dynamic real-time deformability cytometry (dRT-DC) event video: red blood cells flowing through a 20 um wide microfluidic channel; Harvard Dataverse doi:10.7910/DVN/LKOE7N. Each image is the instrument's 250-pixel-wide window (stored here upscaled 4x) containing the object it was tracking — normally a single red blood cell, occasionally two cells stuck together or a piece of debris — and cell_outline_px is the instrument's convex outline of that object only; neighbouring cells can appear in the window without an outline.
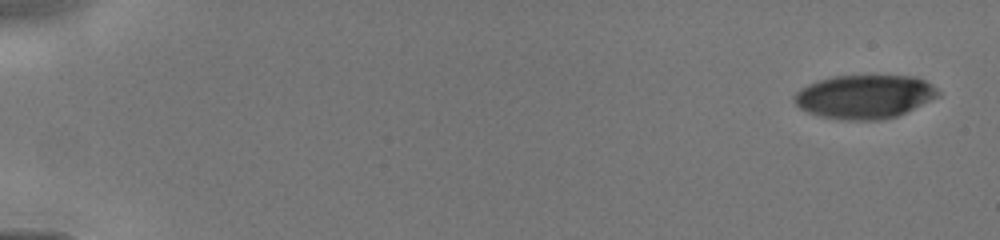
{"species": "human", "species_latin": "Homo sapiens", "temperature_condition": "cold", "stored_images_in_passage": 33, "camera_frame_rate_fps": 3000, "um_per_image_px": 0.085, "donor": {"sex": "male"}, "frame": {"image": 1, "passage_image": 1, "time_ms": 0.0, "image_size_px": [1000, 240], "cell_outline_px": [[940, 96], [896, 116], [880, 120], [848, 120], [820, 116], [808, 112], [800, 108], [796, 104], [796, 92], [800, 88], [808, 84], [832, 76], [916, 76], [932, 84], [940, 92]], "centroid_in_image_um": [73.51, 8.21], "position_along_channel_um": 11.5, "area_um2": 36.36}}
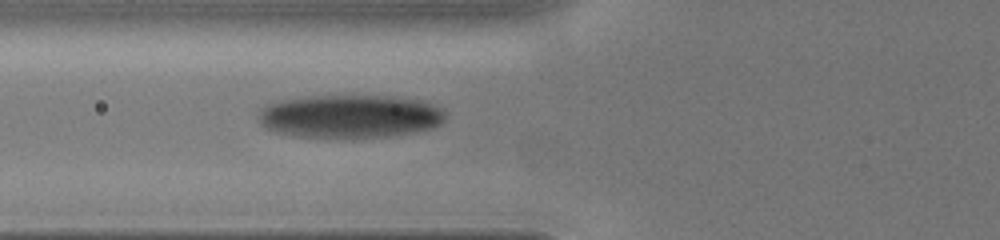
{"frame": {"image": 2, "passage_image": 20, "time_ms": 5.667, "image_size_px": [1000, 240], "cell_outline_px": [[444, 120], [440, 124], [416, 132], [388, 136], [352, 140], [296, 136], [276, 132], [264, 128], [260, 124], [260, 108], [264, 104], [280, 100], [308, 96], [392, 96], [420, 100], [432, 104], [440, 108], [444, 112]], "centroid_in_image_um": [29.7, 9.91], "position_along_channel_um": 96.1, "area_um2": 47.92}}
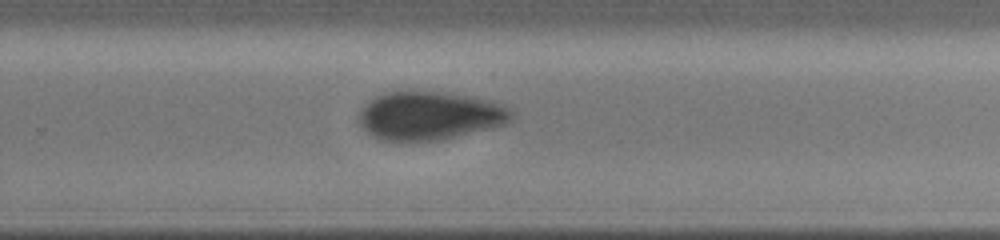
{"frame": {"image": 3, "passage_image": 33, "time_ms": 10.0, "image_size_px": [1000, 240], "cell_outline_px": [[512, 120], [504, 124], [444, 140], [384, 140], [372, 136], [360, 124], [360, 108], [376, 96], [384, 92], [432, 92], [468, 96], [492, 100], [508, 108], [512, 112]], "centroid_in_image_um": [36.52, 9.84], "position_along_channel_um": 293.3, "area_um2": 42.43}}